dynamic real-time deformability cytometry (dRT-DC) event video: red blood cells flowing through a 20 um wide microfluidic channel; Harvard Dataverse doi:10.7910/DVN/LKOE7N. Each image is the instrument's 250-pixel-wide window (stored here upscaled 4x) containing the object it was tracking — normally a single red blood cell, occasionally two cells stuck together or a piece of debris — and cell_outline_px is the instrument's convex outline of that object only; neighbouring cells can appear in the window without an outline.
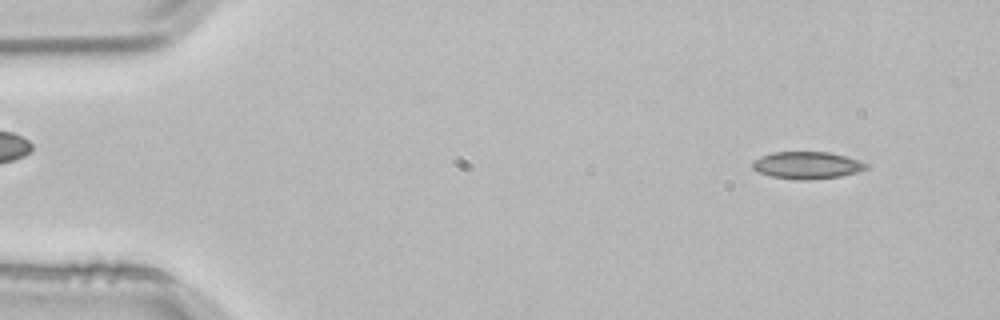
{"species": "common noctule bat (a hibernating species)", "species_latin": "Nyctalus noctula", "temperature_condition": "room temperature", "stored_images_in_passage": 14, "camera_frame_rate_fps": 3000, "um_per_image_px": 0.085, "animal": {"sex": "male", "body_mass_g": 21.5, "forearm_length_mm": 52.0}, "frame": {"image": 1, "passage_image": 4, "time_ms": 1.0, "image_size_px": [1000, 320], "cell_outline_px": [[868, 168], [856, 172], [840, 176], [808, 180], [796, 180], [772, 176], [760, 172], [752, 168], [752, 164], [760, 156], [772, 152], [828, 152], [844, 156], [868, 164]], "centroid_in_image_um": [68.58, 14.05], "position_along_channel_um": 16.4, "area_um2": 17.74}}